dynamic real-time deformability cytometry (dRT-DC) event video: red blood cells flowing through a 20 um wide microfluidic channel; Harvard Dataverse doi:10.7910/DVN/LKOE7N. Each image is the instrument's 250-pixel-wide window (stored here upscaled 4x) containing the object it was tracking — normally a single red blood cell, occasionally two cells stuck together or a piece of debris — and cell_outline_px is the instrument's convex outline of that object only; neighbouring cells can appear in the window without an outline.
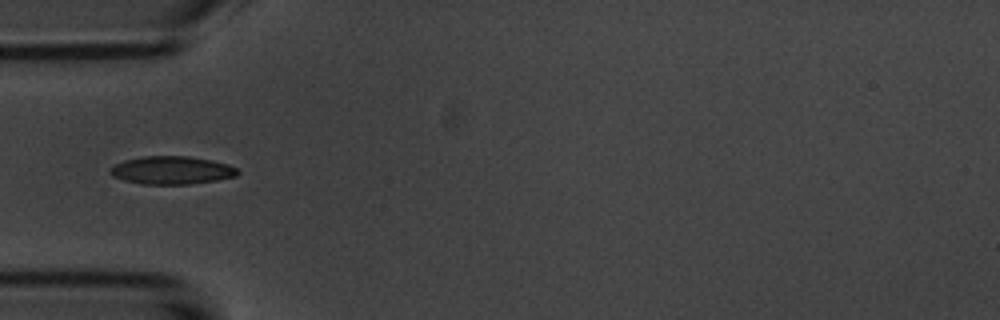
{"species": "common noctule bat (a hibernating species)", "species_latin": "Nyctalus noctula", "temperature_condition": "room temperature", "stored_images_in_passage": 5, "camera_frame_rate_fps": 3000, "um_per_image_px": 0.085, "animal": {"sex": "male", "body_mass_g": 20.1, "forearm_length_mm": 53.5}, "frame": {"image": 1, "passage_image": 5, "time_ms": 4.667, "image_size_px": [1000, 320], "cell_outline_px": [[240, 172], [236, 176], [216, 180], [188, 184], [140, 184], [124, 180], [112, 176], [108, 172], [116, 164], [124, 160], [144, 156], [188, 156], [212, 160], [228, 164], [236, 168]], "centroid_in_image_um": [14.6, 14.47], "position_along_channel_um": 70.4, "area_um2": 20.75}}